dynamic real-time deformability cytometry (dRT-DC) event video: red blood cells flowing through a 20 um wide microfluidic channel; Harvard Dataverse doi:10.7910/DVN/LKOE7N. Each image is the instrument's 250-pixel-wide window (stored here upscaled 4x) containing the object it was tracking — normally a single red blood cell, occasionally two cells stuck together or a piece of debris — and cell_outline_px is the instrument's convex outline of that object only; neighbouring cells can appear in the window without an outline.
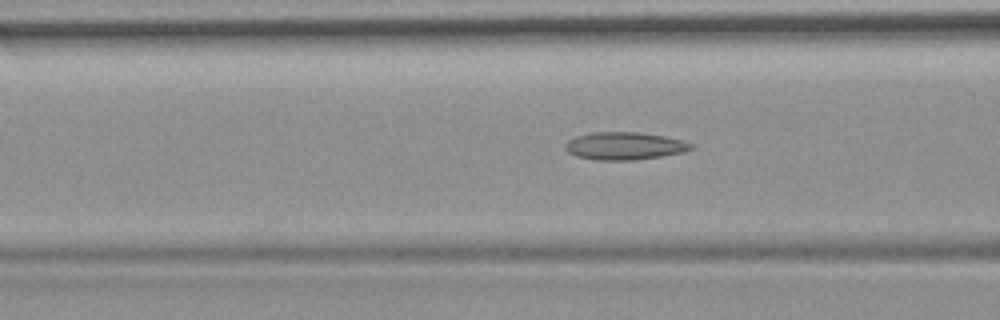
{"species": "common noctule bat (a hibernating species)", "species_latin": "Nyctalus noctula", "temperature_condition": "room temperature", "stored_images_in_passage": 52, "camera_frame_rate_fps": 3000, "um_per_image_px": 0.085, "animal": {"sex": "female", "body_mass_g": 19.9}, "frame": {"image": 1, "passage_image": 19, "time_ms": 6.0, "image_size_px": [1000, 320], "cell_outline_px": [[696, 148], [684, 152], [636, 160], [596, 160], [576, 156], [568, 152], [564, 148], [568, 140], [576, 136], [592, 132], [640, 132], [664, 136], [696, 144]], "centroid_in_image_um": [53.11, 12.4], "position_along_channel_um": 113.5, "area_um2": 20.4}}
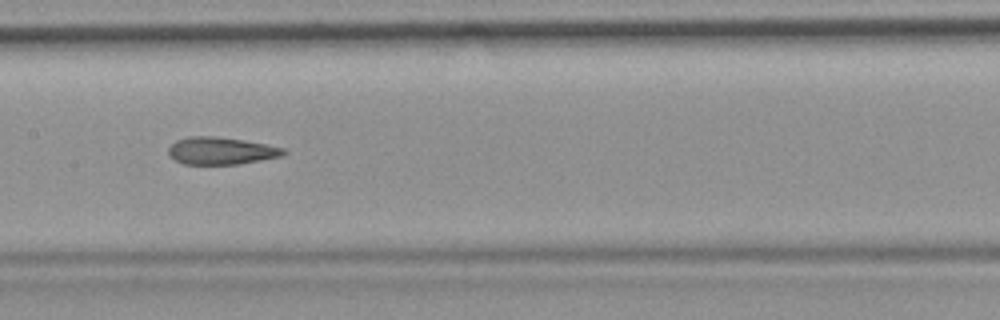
{"frame": {"image": 2, "passage_image": 25, "time_ms": 8.0, "image_size_px": [1000, 320], "cell_outline_px": [[288, 152], [280, 156], [240, 164], [184, 164], [168, 156], [168, 148], [176, 140], [188, 136], [216, 136], [244, 140], [284, 148]], "centroid_in_image_um": [18.76, 12.81], "position_along_channel_um": 188.6, "area_um2": 18.32}}
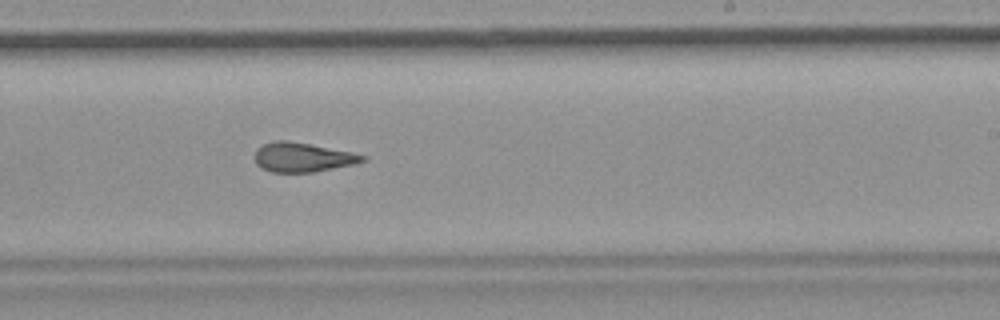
{"frame": {"image": 3, "passage_image": 31, "time_ms": 10.0, "image_size_px": [1000, 320], "cell_outline_px": [[368, 160], [356, 164], [312, 172], [272, 172], [260, 168], [256, 164], [256, 148], [272, 140], [288, 140], [352, 152], [368, 156]], "centroid_in_image_um": [25.74, 13.36], "position_along_channel_um": 263.3, "area_um2": 18.55}, "authors_computed_cell_mechanics": {"area_um2": 19.4786, "velocity_mm_per_s": 3.7542, "shape_relaxation_time_tau1_ms": null, "shape_relaxation_time_tau2_ms": 2.6839, "deformation_change_tau1": null, "deformation_change_tau2": 0.1249}}